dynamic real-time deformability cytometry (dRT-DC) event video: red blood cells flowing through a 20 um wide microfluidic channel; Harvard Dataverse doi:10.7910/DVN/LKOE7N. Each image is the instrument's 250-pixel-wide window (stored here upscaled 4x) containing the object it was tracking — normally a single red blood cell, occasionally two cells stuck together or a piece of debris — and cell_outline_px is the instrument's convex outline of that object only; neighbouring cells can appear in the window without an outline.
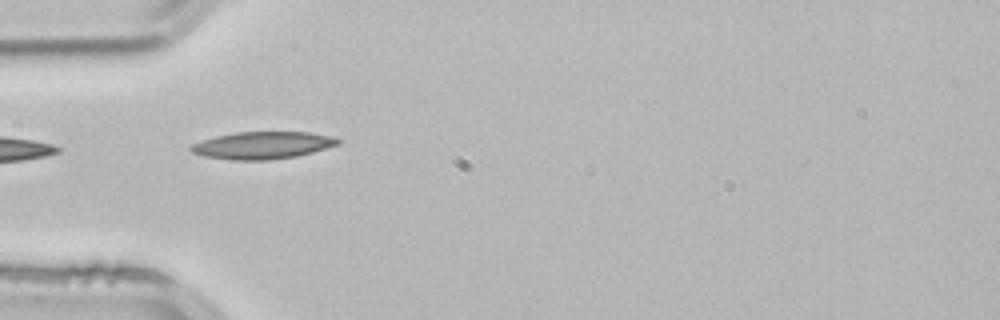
{"species": "common noctule bat (a hibernating species)", "species_latin": "Nyctalus noctula", "temperature_condition": "room temperature", "stored_images_in_passage": 2, "camera_frame_rate_fps": 3000, "um_per_image_px": 0.085, "animal": {"sex": "male", "body_mass_g": 21.5, "forearm_length_mm": 52.0}, "frame": {"image": 1, "passage_image": 2, "time_ms": 0.333, "image_size_px": [1000, 320], "cell_outline_px": [[340, 144], [312, 152], [296, 156], [268, 160], [232, 160], [204, 156], [192, 152], [188, 148], [192, 144], [216, 136], [236, 132], [308, 132], [332, 136], [340, 140]], "centroid_in_image_um": [22.32, 12.35], "position_along_channel_um": 62.7, "area_um2": 23.24}}